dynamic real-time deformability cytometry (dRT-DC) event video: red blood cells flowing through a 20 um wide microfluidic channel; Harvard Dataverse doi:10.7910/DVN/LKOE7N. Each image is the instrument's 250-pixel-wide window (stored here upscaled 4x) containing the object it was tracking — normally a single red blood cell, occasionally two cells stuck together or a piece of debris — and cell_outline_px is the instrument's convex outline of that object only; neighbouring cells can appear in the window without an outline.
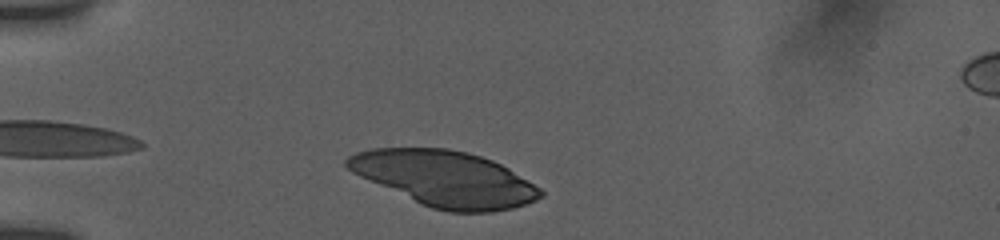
{"species": "human", "species_latin": "Homo sapiens", "temperature_condition": "room temperature", "stored_images_in_passage": 2, "camera_frame_rate_fps": 3000, "um_per_image_px": 0.085, "donor": {"sex": "female"}, "frame": {"image": 1, "passage_image": 2, "time_ms": 1.0, "image_size_px": [1000, 240], "cell_outline_px": [[544, 196], [536, 200], [512, 208], [492, 212], [448, 212], [432, 208], [420, 204], [360, 176], [352, 172], [344, 164], [344, 160], [348, 156], [356, 152], [372, 148], [448, 148], [468, 152], [492, 160], [508, 168], [540, 188], [544, 192]], "centroid_in_image_um": [37.8, 15.18], "position_along_channel_um": 47.2, "area_um2": 62.42}}